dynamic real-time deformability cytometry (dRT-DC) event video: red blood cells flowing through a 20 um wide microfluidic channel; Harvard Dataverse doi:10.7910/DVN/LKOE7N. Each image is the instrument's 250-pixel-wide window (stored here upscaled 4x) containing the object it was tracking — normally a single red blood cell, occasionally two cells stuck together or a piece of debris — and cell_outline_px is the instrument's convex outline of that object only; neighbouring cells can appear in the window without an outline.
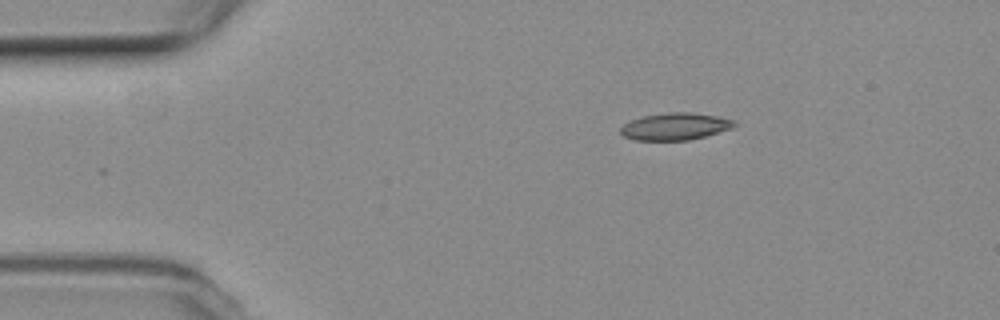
{"species": "common noctule bat (a hibernating species)", "species_latin": "Nyctalus noctula", "temperature_condition": "room temperature", "stored_images_in_passage": 40, "camera_frame_rate_fps": 3000, "um_per_image_px": 0.085, "animal": {"sex": "female", "body_mass_g": 19.3, "forearm_length_mm": 54.1}, "frame": {"image": 1, "passage_image": 1, "time_ms": 0.0, "image_size_px": [1000, 320], "cell_outline_px": [[736, 124], [732, 128], [704, 136], [688, 140], [636, 140], [624, 136], [620, 132], [620, 128], [624, 124], [632, 120], [644, 116], [672, 112], [688, 112], [716, 116], [736, 120]], "centroid_in_image_um": [57.4, 10.75], "position_along_channel_um": 27.6, "area_um2": 17.69}}
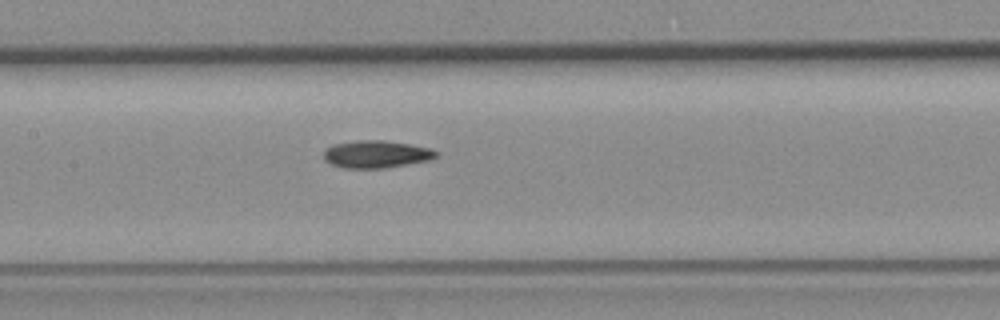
{"frame": {"image": 2, "passage_image": 17, "time_ms": 5.333, "image_size_px": [1000, 320], "cell_outline_px": [[440, 152], [436, 156], [428, 160], [384, 168], [344, 168], [332, 164], [324, 160], [324, 148], [332, 144], [356, 140], [384, 140], [432, 148]], "centroid_in_image_um": [31.95, 13.09], "position_along_channel_um": 175.4, "area_um2": 18.03}}
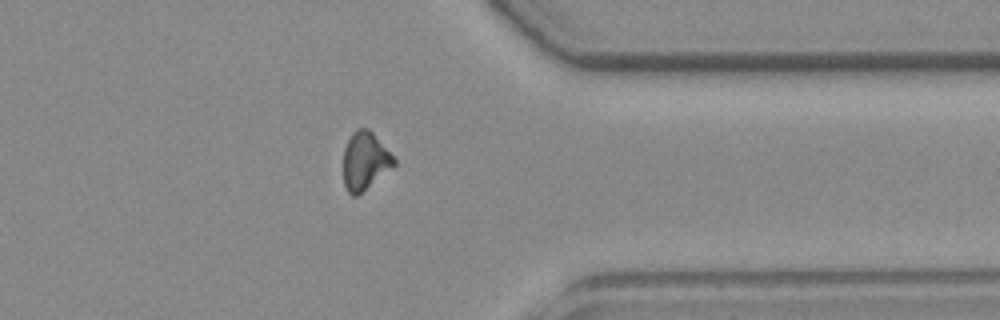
{"frame": {"image": 3, "passage_image": 34, "time_ms": 11.0, "image_size_px": [1000, 320], "cell_outline_px": [[396, 164], [356, 196], [352, 196], [348, 192], [344, 184], [344, 148], [352, 132], [356, 128], [368, 128], [372, 132], [396, 160]], "centroid_in_image_um": [31.0, 13.66], "position_along_channel_um": 380.4, "area_um2": 16.7}}